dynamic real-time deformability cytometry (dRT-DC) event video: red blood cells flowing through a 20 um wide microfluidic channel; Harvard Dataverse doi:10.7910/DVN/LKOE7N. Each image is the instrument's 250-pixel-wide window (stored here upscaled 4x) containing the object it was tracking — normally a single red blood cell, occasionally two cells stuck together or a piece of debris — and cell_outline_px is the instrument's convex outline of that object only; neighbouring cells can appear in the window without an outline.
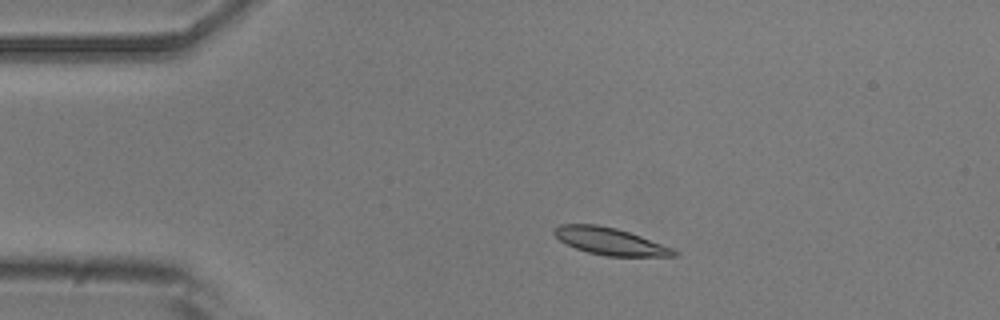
{"species": "common noctule bat (a hibernating species)", "species_latin": "Nyctalus noctula", "temperature_condition": "room temperature", "stored_images_in_passage": 5, "camera_frame_rate_fps": 3000, "um_per_image_px": 0.085, "animal": {"sex": "male", "body_mass_g": 20.5, "forearm_length_mm": 52.5}, "frame": {"image": 1, "passage_image": 2, "time_ms": 2.0, "image_size_px": [1000, 320], "cell_outline_px": [[680, 256], [604, 256], [588, 252], [576, 248], [560, 240], [552, 232], [552, 228], [560, 224], [596, 224], [616, 228], [640, 236], [672, 248], [680, 252]], "centroid_in_image_um": [51.85, 20.51], "position_along_channel_um": 33.2, "area_um2": 18.84}}
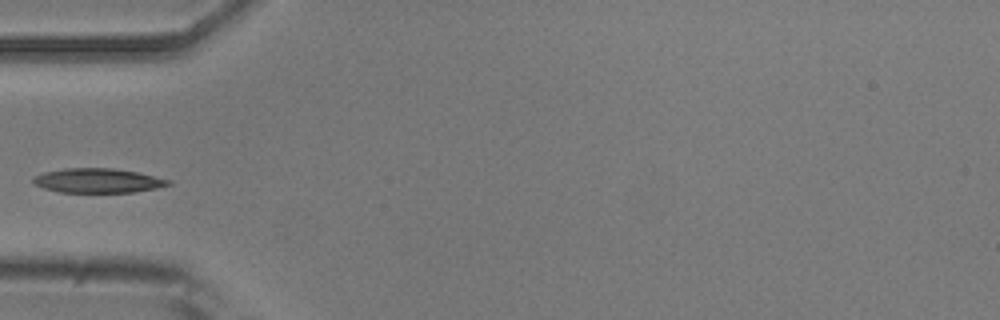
{"frame": {"image": 2, "passage_image": 4, "time_ms": 4.333, "image_size_px": [1000, 320], "cell_outline_px": [[172, 184], [156, 188], [132, 192], [60, 192], [44, 188], [36, 184], [32, 180], [32, 176], [44, 172], [64, 168], [112, 168], [136, 172], [172, 180]], "centroid_in_image_um": [8.31, 15.34], "position_along_channel_um": 76.7, "area_um2": 19.13}}
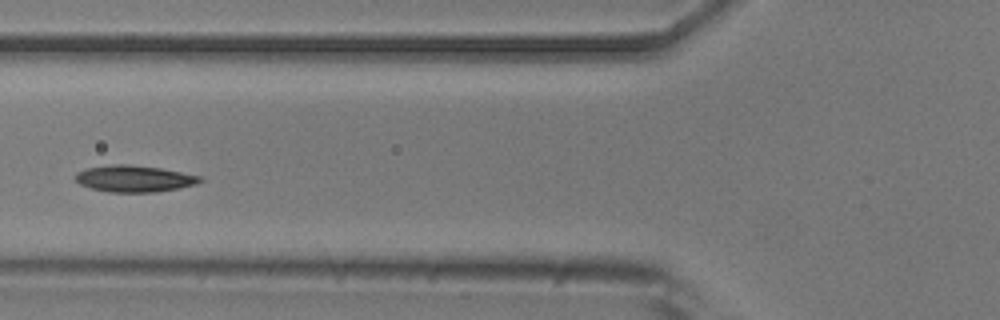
{"frame": {"image": 3, "passage_image": 5, "time_ms": 5.333, "image_size_px": [1000, 320], "cell_outline_px": [[204, 180], [196, 184], [180, 188], [156, 192], [108, 192], [92, 188], [80, 184], [76, 180], [76, 172], [84, 168], [112, 164], [128, 164], [160, 168], [200, 176]], "centroid_in_image_um": [11.4, 15.18], "position_along_channel_um": 114.4, "area_um2": 19.31}}